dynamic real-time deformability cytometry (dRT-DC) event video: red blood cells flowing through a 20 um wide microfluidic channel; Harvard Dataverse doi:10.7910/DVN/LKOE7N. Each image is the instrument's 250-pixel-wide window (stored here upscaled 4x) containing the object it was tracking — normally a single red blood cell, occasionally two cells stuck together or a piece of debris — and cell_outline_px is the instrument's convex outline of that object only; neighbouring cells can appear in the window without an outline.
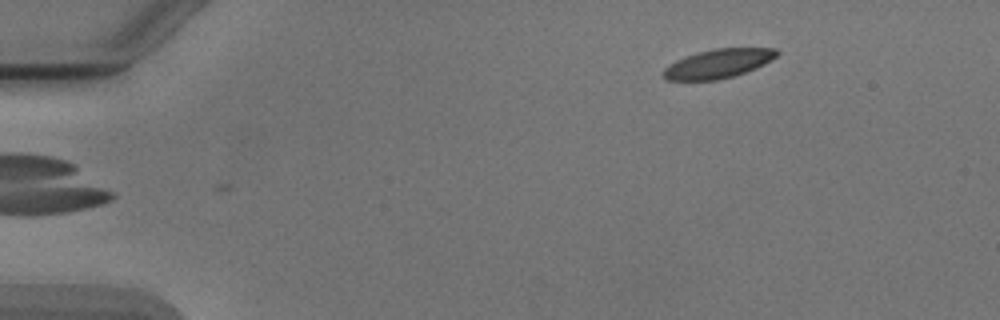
{"species": "Egyptian fruit bat (a non-hibernating species)", "species_latin": "Rousettus aegyptiacus", "temperature_condition": "cold", "stored_images_in_passage": 22, "camera_frame_rate_fps": 3000, "um_per_image_px": 0.085, "animal": {"sex": "male"}, "frame": {"image": 1, "passage_image": 1, "time_ms": 0.0, "image_size_px": [1000, 320], "cell_outline_px": [[780, 52], [776, 56], [764, 64], [756, 68], [732, 76], [716, 80], [668, 80], [664, 76], [664, 68], [676, 60], [700, 52], [716, 48], [776, 48]], "centroid_in_image_um": [61.08, 5.4], "position_along_channel_um": 23.9, "area_um2": 18.79}}